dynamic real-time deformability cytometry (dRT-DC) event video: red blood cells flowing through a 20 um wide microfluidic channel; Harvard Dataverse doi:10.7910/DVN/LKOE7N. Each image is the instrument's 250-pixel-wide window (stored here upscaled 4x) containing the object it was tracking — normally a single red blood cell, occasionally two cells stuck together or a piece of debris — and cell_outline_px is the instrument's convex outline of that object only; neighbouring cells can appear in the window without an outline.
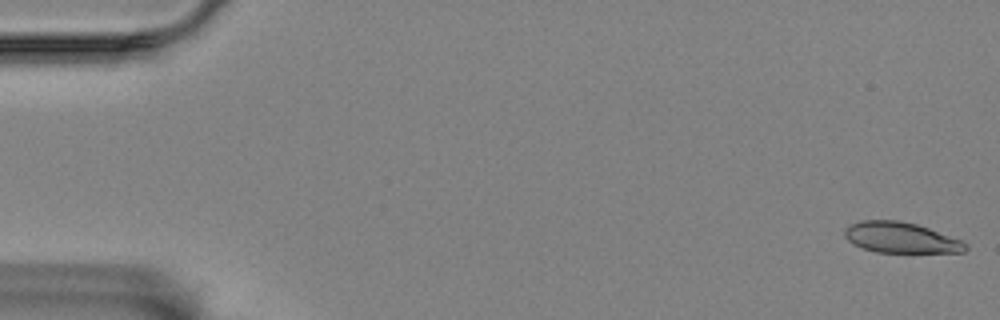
{"species": "Egyptian fruit bat (a non-hibernating species)", "species_latin": "Rousettus aegyptiacus", "temperature_condition": "room temperature", "stored_images_in_passage": 57, "camera_frame_rate_fps": 3000, "um_per_image_px": 0.085, "animal": {"sex": "female"}, "frame": {"image": 1, "passage_image": 1, "time_ms": 0.0, "image_size_px": [1000, 320], "cell_outline_px": [[968, 248], [964, 252], [876, 252], [864, 248], [848, 240], [844, 236], [844, 228], [848, 224], [860, 220], [896, 220], [916, 224], [928, 228], [960, 240], [968, 244]], "centroid_in_image_um": [76.54, 20.19], "position_along_channel_um": 8.5, "area_um2": 21.44}}
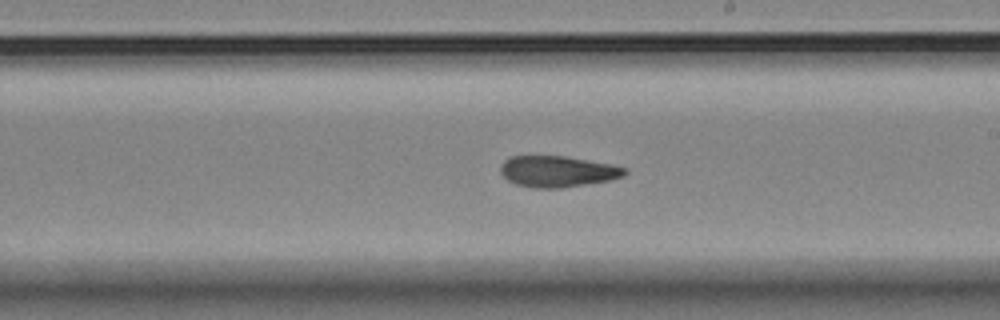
{"frame": {"image": 2, "passage_image": 33, "time_ms": 10.667, "image_size_px": [1000, 320], "cell_outline_px": [[628, 172], [624, 176], [608, 180], [560, 188], [536, 188], [516, 184], [508, 180], [500, 172], [500, 164], [504, 160], [512, 156], [564, 156], [612, 164], [628, 168]], "centroid_in_image_um": [47.39, 14.56], "position_along_channel_um": 241.6, "area_um2": 22.48}}
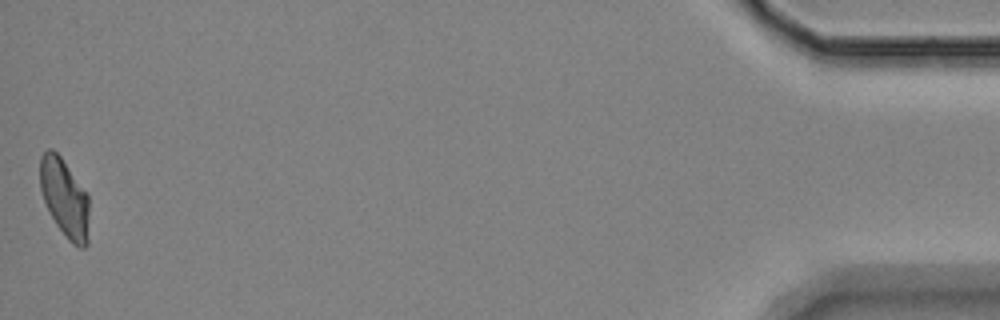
{"frame": {"image": 3, "passage_image": 57, "time_ms": 18.667, "image_size_px": [1000, 320], "cell_outline_px": [[88, 244], [84, 248], [80, 248], [72, 244], [68, 240], [56, 224], [44, 200], [40, 188], [40, 156], [48, 148], [52, 148], [60, 156], [88, 192]], "centroid_in_image_um": [5.51, 16.82], "position_along_channel_um": 429.7, "area_um2": 22.54}, "authors_computed_cell_mechanics": {"area_um2": 22.6576, "velocity_mm_per_s": 3.4822, "shape_relaxation_time_tau1_ms": null, "shape_relaxation_time_tau2_ms": 8.5408, "deformation_change_tau1": null, "deformation_change_tau2": 0.1206}}